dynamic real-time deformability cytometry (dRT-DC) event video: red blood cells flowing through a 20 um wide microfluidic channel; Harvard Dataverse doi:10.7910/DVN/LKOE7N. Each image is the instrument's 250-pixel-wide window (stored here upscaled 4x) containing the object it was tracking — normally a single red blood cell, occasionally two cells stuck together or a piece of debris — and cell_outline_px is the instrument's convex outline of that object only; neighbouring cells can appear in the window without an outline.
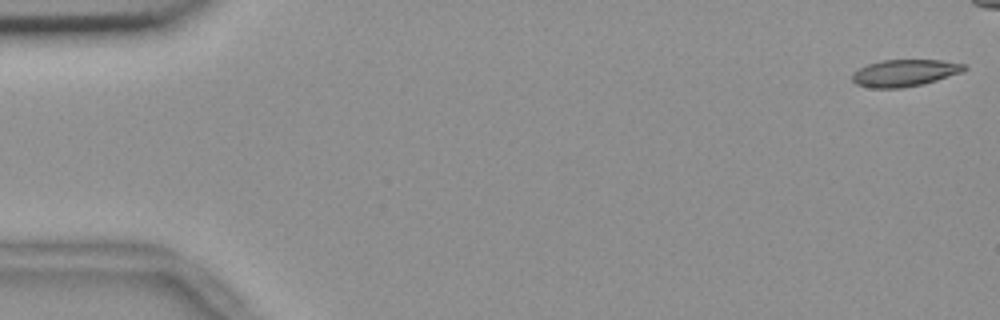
{"species": "common noctule bat (a hibernating species)", "species_latin": "Nyctalus noctula", "temperature_condition": "room temperature", "stored_images_in_passage": 48, "camera_frame_rate_fps": 3000, "um_per_image_px": 0.085, "animal": {"sex": "female", "body_mass_g": 18.4}, "frame": {"image": 1, "passage_image": 1, "time_ms": 0.0, "image_size_px": [1000, 320], "cell_outline_px": [[968, 68], [964, 72], [936, 80], [920, 84], [900, 88], [872, 88], [856, 84], [852, 80], [852, 72], [868, 64], [880, 60], [944, 60], [964, 64]], "centroid_in_image_um": [76.9, 6.19], "position_along_channel_um": 8.1, "area_um2": 17.57}}
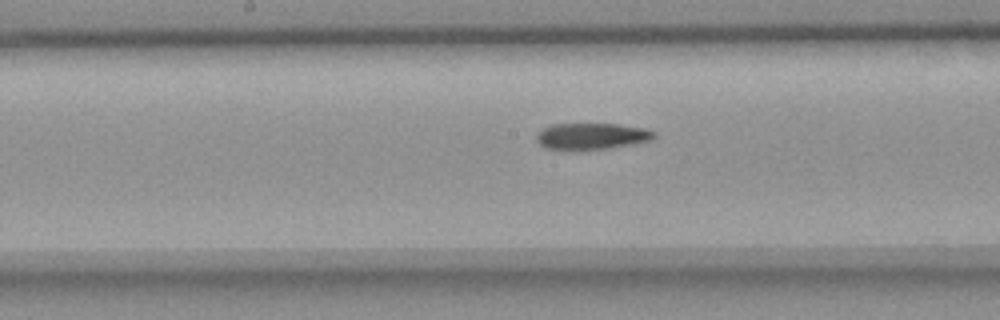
{"frame": {"image": 2, "passage_image": 28, "time_ms": 9.0, "image_size_px": [1000, 320], "cell_outline_px": [[656, 136], [648, 140], [632, 144], [608, 148], [572, 152], [544, 148], [536, 140], [536, 136], [544, 128], [552, 124], [616, 124], [644, 128], [656, 132]], "centroid_in_image_um": [50.23, 11.61], "position_along_channel_um": 198.0, "area_um2": 18.38}}
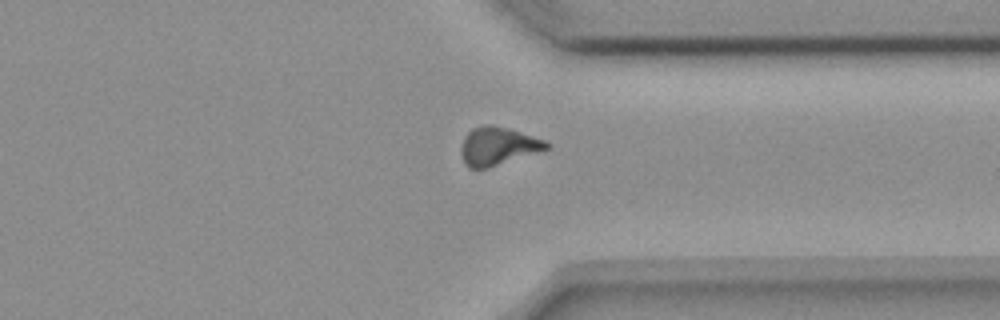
{"frame": {"image": 3, "passage_image": 42, "time_ms": 13.667, "image_size_px": [1000, 320], "cell_outline_px": [[552, 148], [488, 168], [468, 168], [460, 152], [460, 148], [464, 136], [472, 128], [484, 124], [492, 124], [508, 128], [544, 140], [552, 144]], "centroid_in_image_um": [42.33, 12.41], "position_along_channel_um": 369.1, "area_um2": 19.13}, "authors_computed_cell_mechanics": {"area_um2": 18.5538, "velocity_mm_per_s": 3.6851, "shape_relaxation_time_tau1_ms": 9.2033, "shape_relaxation_time_tau2_ms": 9.5981, "deformation_change_tau1": 0.2145, "deformation_change_tau2": 0.193}}